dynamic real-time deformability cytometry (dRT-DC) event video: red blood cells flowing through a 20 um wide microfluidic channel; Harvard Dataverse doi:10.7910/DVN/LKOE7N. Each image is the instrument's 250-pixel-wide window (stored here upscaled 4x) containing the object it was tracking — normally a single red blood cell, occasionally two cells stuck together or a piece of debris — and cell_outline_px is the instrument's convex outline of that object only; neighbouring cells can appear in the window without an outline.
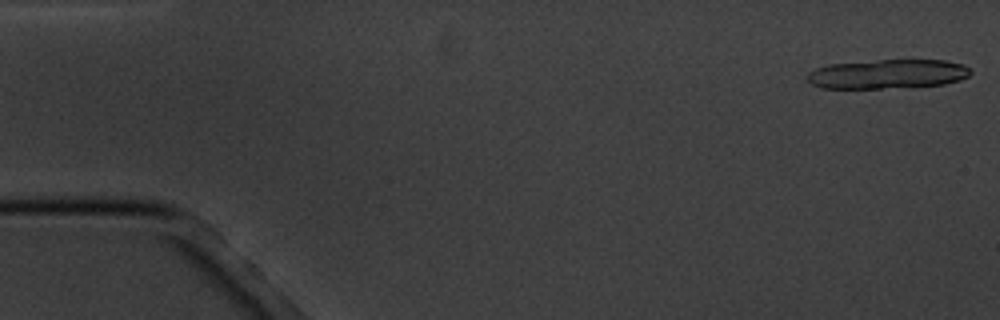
{"species": "common noctule bat (a hibernating species)", "species_latin": "Nyctalus noctula", "temperature_condition": "cold", "stored_images_in_passage": 17, "camera_frame_rate_fps": 3000, "um_per_image_px": 0.085, "animal": {"sex": "male", "body_mass_g": 20.1, "forearm_length_mm": 53.5}, "frame": {"image": 1, "passage_image": 1, "time_ms": 0.0, "image_size_px": [1000, 320], "cell_outline_px": [[972, 72], [968, 76], [960, 80], [944, 84], [880, 88], [820, 88], [812, 84], [808, 80], [808, 72], [816, 68], [828, 64], [876, 60], [944, 60], [964, 64]], "centroid_in_image_um": [75.44, 6.28], "position_along_channel_um": 9.6, "area_um2": 27.74}}
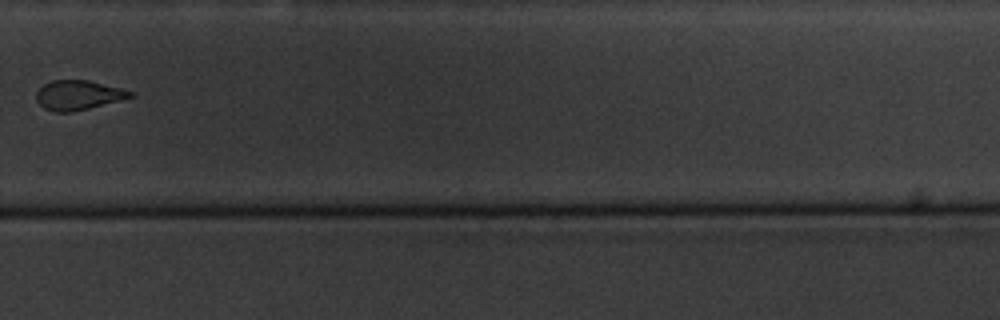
{"frame": {"image": 2, "passage_image": 12, "time_ms": 13.0, "image_size_px": [1000, 320], "cell_outline_px": [[136, 96], [72, 112], [56, 112], [44, 108], [36, 100], [36, 92], [44, 84], [52, 80], [88, 80], [120, 88], [132, 92]], "centroid_in_image_um": [6.63, 8.08], "position_along_channel_um": 323.2, "area_um2": 16.01}}
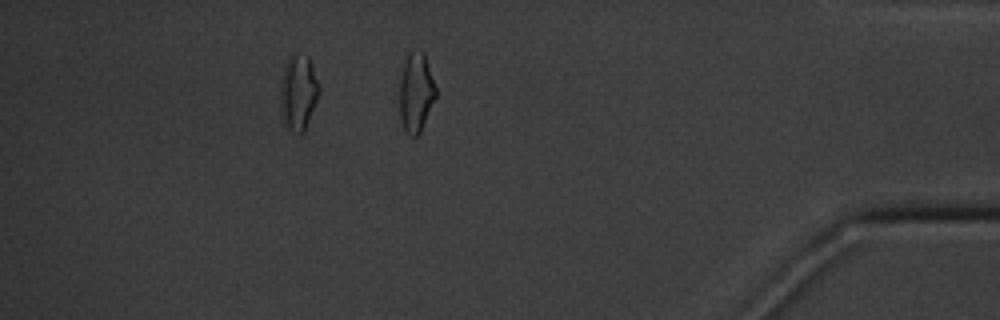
{"frame": {"image": 3, "passage_image": 15, "time_ms": 16.333, "image_size_px": [1000, 320], "cell_outline_px": [[436, 96], [420, 132], [416, 136], [408, 136], [404, 132], [400, 120], [400, 76], [404, 56], [408, 52], [424, 52], [436, 88]], "centroid_in_image_um": [35.33, 7.86], "position_along_channel_um": 399.9, "area_um2": 16.88}, "authors_computed_cell_mechanics": {"area_um2": 16.5886, "velocity_mm_per_s": 3.4492, "shape_relaxation_time_tau1_ms": 2.2418, "shape_relaxation_time_tau2_ms": 2.0853, "deformation_change_tau1": 0.1074, "deformation_change_tau2": 0.0971}}